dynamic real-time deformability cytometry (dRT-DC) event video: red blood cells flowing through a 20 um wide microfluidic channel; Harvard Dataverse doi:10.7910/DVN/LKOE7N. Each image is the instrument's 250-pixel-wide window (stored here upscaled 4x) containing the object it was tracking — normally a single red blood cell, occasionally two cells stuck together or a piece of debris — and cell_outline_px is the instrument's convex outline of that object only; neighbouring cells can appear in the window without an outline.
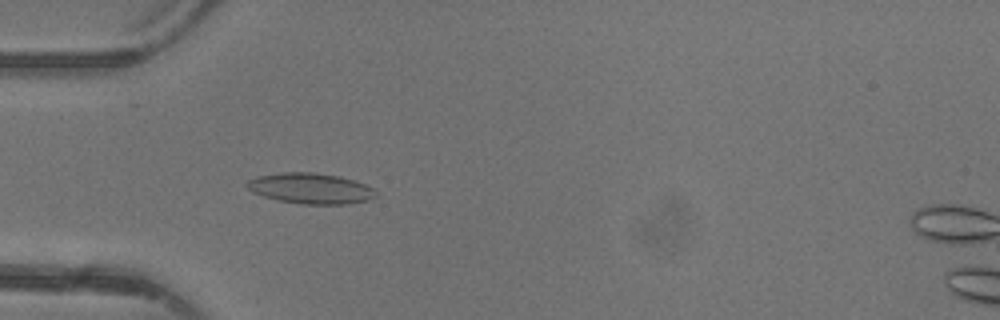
{"species": "common noctule bat (a hibernating species)", "species_latin": "Nyctalus noctula", "temperature_condition": "warm", "stored_images_in_passage": 34, "camera_frame_rate_fps": 3000, "um_per_image_px": 0.085, "animal": {"sex": "female"}, "frame": {"image": 1, "passage_image": 2, "time_ms": 0.333, "image_size_px": [1000, 320], "cell_outline_px": [[376, 196], [368, 200], [348, 204], [300, 204], [280, 200], [264, 196], [252, 192], [244, 184], [248, 180], [256, 176], [284, 172], [312, 172], [340, 176], [356, 180], [372, 188], [376, 192]], "centroid_in_image_um": [26.4, 16.01], "position_along_channel_um": 58.6, "area_um2": 23.06}}
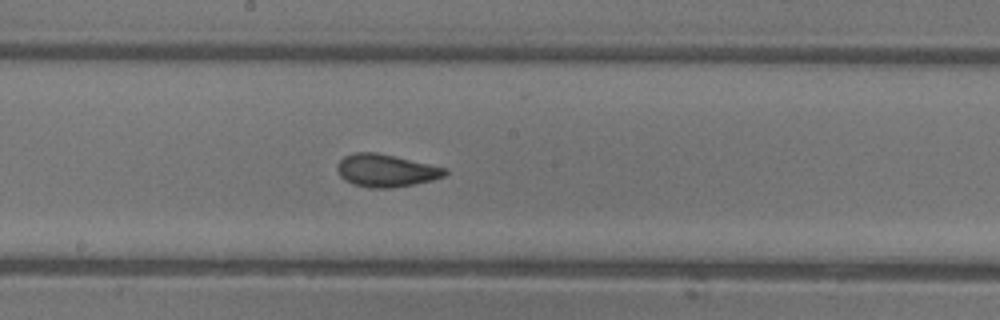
{"frame": {"image": 2, "passage_image": 13, "time_ms": 4.0, "image_size_px": [1000, 320], "cell_outline_px": [[448, 172], [444, 176], [432, 180], [392, 188], [368, 188], [352, 184], [344, 180], [340, 176], [336, 168], [336, 164], [344, 156], [356, 152], [376, 152], [448, 168]], "centroid_in_image_um": [32.78, 14.5], "position_along_channel_um": 215.4, "area_um2": 20.58}}
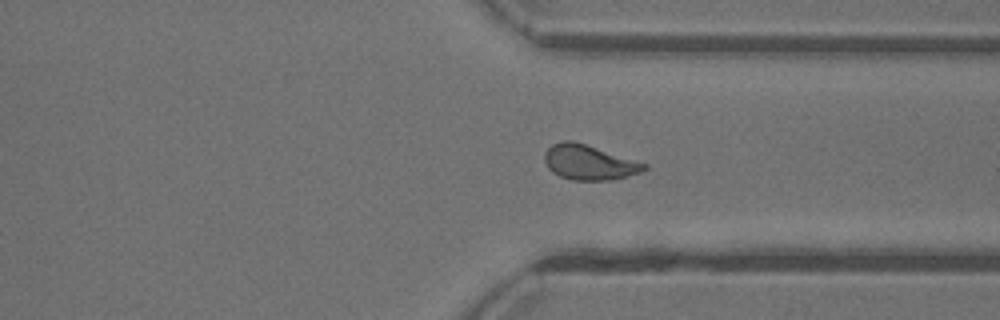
{"frame": {"image": 3, "passage_image": 23, "time_ms": 7.333, "image_size_px": [1000, 320], "cell_outline_px": [[648, 168], [640, 172], [628, 176], [612, 180], [572, 180], [560, 176], [552, 172], [548, 168], [544, 160], [544, 152], [552, 144], [564, 140], [572, 140], [648, 164]], "centroid_in_image_um": [50.05, 13.81], "position_along_channel_um": 361.3, "area_um2": 20.23}, "authors_computed_cell_mechanics": {"area_um2": 20.2011, "velocity_mm_per_s": 4.3873, "shape_relaxation_time_tau1_ms": 4.7049, "shape_relaxation_time_tau2_ms": 1.2841, "deformation_change_tau1": 0.1588, "deformation_change_tau2": 0.0666}}